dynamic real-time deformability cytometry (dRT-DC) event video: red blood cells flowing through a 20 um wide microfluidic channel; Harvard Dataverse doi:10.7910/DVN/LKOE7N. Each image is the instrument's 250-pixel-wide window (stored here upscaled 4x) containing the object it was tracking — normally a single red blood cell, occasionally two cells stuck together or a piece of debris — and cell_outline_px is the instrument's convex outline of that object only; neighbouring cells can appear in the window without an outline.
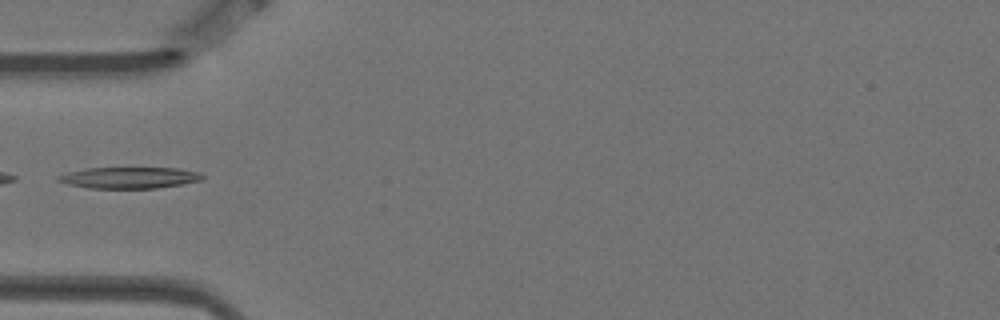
{"species": "Egyptian fruit bat (a non-hibernating species)", "species_latin": "Rousettus aegyptiacus", "temperature_condition": "warm", "stored_images_in_passage": 6, "camera_frame_rate_fps": 3000, "um_per_image_px": 0.085, "animal": {"sex": "female"}, "frame": {"image": 1, "passage_image": 5, "time_ms": 1.333, "image_size_px": [1000, 320], "cell_outline_px": [[204, 176], [200, 180], [184, 184], [156, 188], [88, 188], [68, 184], [56, 180], [56, 176], [68, 172], [88, 168], [180, 168], [200, 172]], "centroid_in_image_um": [11.0, 15.1], "position_along_channel_um": 74.0, "area_um2": 17.92}}
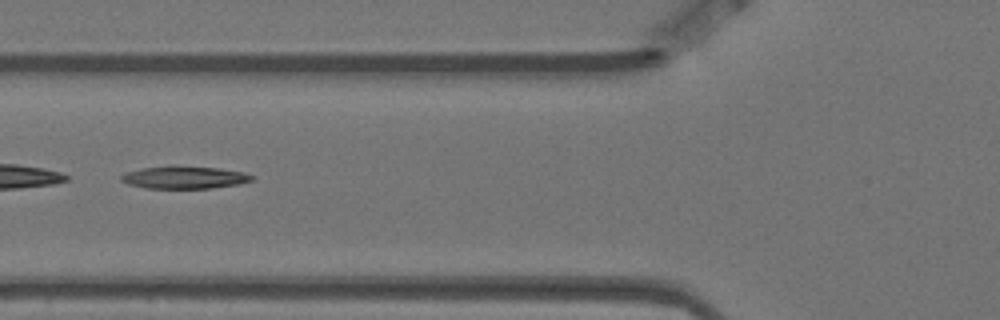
{"frame": {"image": 2, "passage_image": 6, "time_ms": 1.667, "image_size_px": [1000, 320], "cell_outline_px": [[252, 180], [240, 184], [212, 188], [144, 188], [128, 184], [120, 180], [120, 176], [124, 172], [140, 168], [168, 164], [172, 164], [220, 168], [244, 172], [252, 176]], "centroid_in_image_um": [15.61, 15.05], "position_along_channel_um": 110.2, "area_um2": 17.69}}